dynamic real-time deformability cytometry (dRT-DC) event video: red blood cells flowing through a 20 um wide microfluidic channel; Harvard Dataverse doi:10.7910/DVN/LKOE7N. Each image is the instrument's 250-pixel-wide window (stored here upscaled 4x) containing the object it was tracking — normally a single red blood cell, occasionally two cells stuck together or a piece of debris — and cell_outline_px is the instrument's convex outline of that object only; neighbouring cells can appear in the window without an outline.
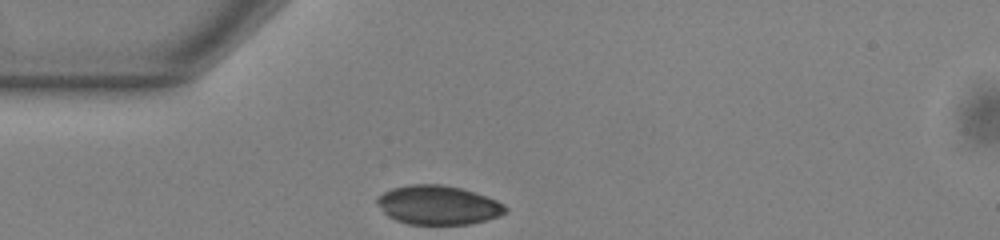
{"species": "common noctule bat (a hibernating species)", "species_latin": "Nyctalus noctula", "temperature_condition": "warm", "stored_images_in_passage": 30, "camera_frame_rate_fps": 3000, "um_per_image_px": 0.085, "animal": {"sex": "male", "body_mass_g": 13.0, "forearm_length_mm": 53.1}, "frame": {"image": 1, "passage_image": 1, "time_ms": 0.0, "image_size_px": [1000, 240], "cell_outline_px": [[508, 212], [500, 216], [468, 224], [408, 224], [396, 220], [388, 216], [376, 204], [376, 196], [392, 188], [412, 184], [440, 184], [460, 188], [496, 200], [504, 204], [508, 208]], "centroid_in_image_um": [37.22, 17.43], "position_along_channel_um": 47.8, "area_um2": 29.13}}
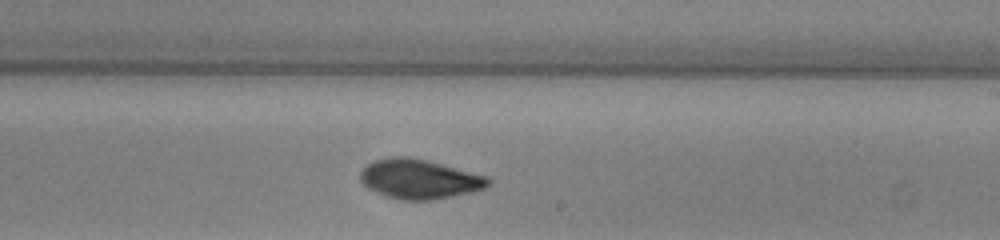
{"frame": {"image": 2, "passage_image": 18, "time_ms": 5.667, "image_size_px": [1000, 240], "cell_outline_px": [[492, 184], [484, 188], [472, 192], [432, 200], [404, 200], [388, 196], [368, 188], [360, 180], [360, 172], [368, 164], [376, 160], [388, 156], [408, 156], [428, 160], [488, 176], [492, 180]], "centroid_in_image_um": [35.69, 15.2], "position_along_channel_um": 253.3, "area_um2": 29.48}}
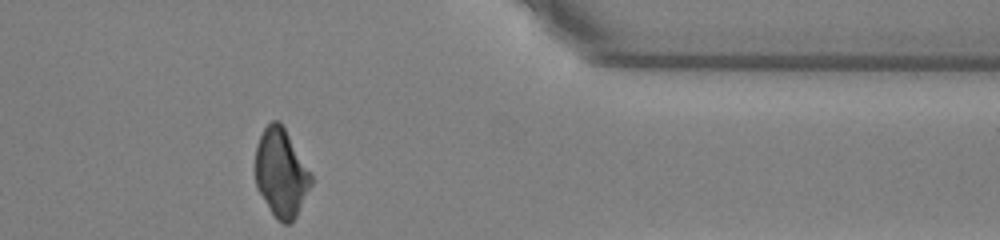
{"frame": {"image": 3, "passage_image": 30, "time_ms": 9.667, "image_size_px": [1000, 240], "cell_outline_px": [[312, 184], [292, 224], [284, 224], [276, 220], [256, 188], [256, 144], [264, 128], [272, 120], [280, 120], [312, 176]], "centroid_in_image_um": [23.88, 14.72], "position_along_channel_um": 387.5, "area_um2": 28.55}, "authors_computed_cell_mechanics": {"area_um2": 29.2179, "velocity_mm_per_s": 3.8646, "shape_relaxation_time_tau1_ms": 4.2773, "shape_relaxation_time_tau2_ms": 1.6304, "deformation_change_tau1": 0.0633, "deformation_change_tau2": 0.0406}}